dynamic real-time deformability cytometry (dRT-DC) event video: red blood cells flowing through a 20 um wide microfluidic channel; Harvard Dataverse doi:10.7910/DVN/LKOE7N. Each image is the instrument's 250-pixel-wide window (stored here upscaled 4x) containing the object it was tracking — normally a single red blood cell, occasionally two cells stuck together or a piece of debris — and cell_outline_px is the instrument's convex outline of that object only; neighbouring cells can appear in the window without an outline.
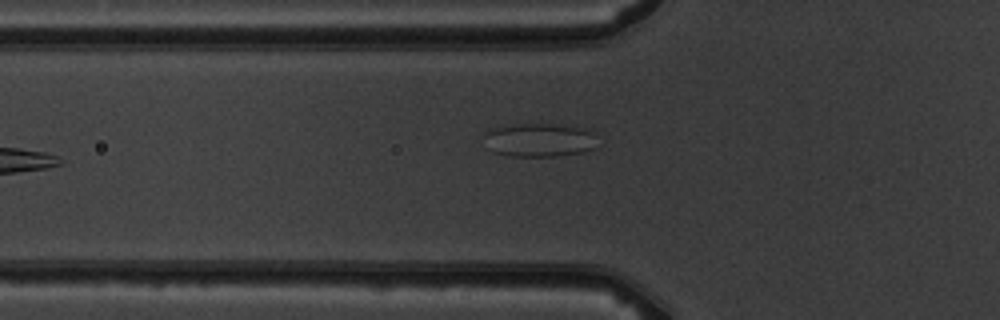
{"species": "common noctule bat (a hibernating species)", "species_latin": "Nyctalus noctula", "temperature_condition": "warm", "stored_images_in_passage": 8, "camera_frame_rate_fps": 3000, "um_per_image_px": 0.085, "animal": {"sex": "male", "body_mass_g": 19.5, "forearm_length_mm": 54.6}, "frame": {"image": 1, "passage_image": 6, "time_ms": 6.0, "image_size_px": [1000, 320], "cell_outline_px": [[596, 148], [584, 152], [556, 156], [512, 156], [492, 152], [488, 148], [484, 136], [484, 132], [492, 128], [516, 124], [552, 124], [592, 128]], "centroid_in_image_um": [45.86, 11.89], "position_along_channel_um": 79.9, "area_um2": 22.43}}
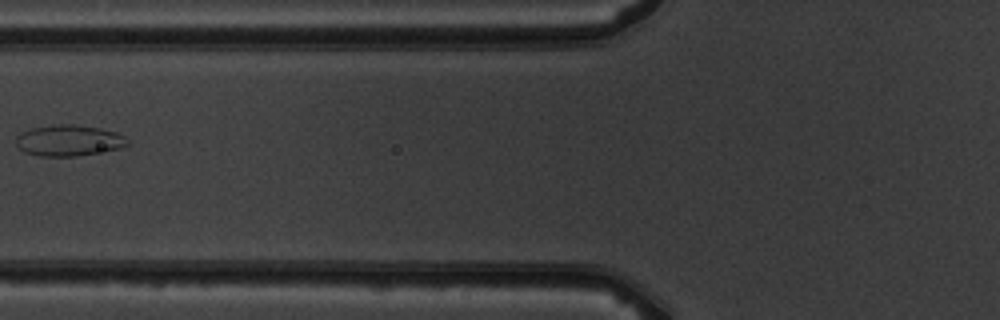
{"frame": {"image": 2, "passage_image": 7, "time_ms": 7.0, "image_size_px": [1000, 320], "cell_outline_px": [[128, 144], [120, 148], [76, 156], [40, 156], [24, 152], [16, 144], [16, 136], [20, 132], [28, 128], [60, 124], [76, 124], [100, 128], [116, 132], [124, 136], [128, 140]], "centroid_in_image_um": [5.81, 11.93], "position_along_channel_um": 120.0, "area_um2": 20.23}}
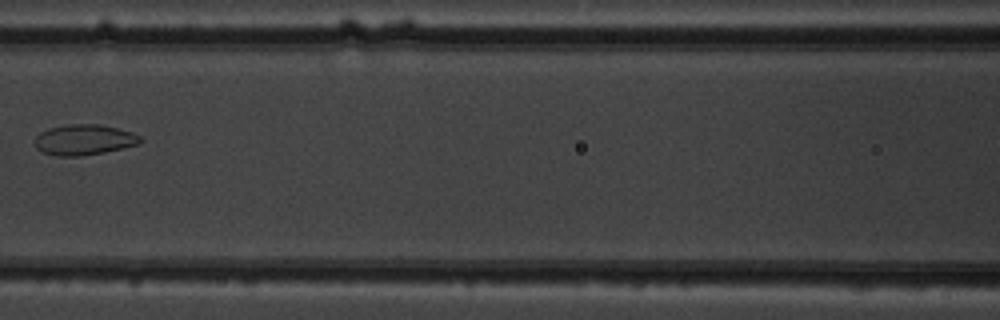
{"frame": {"image": 3, "passage_image": 8, "time_ms": 8.0, "image_size_px": [1000, 320], "cell_outline_px": [[144, 140], [140, 144], [104, 152], [80, 156], [56, 156], [44, 152], [36, 148], [36, 136], [40, 132], [48, 128], [64, 124], [100, 124], [132, 132], [140, 136]], "centroid_in_image_um": [7.16, 11.87], "position_along_channel_um": 159.4, "area_um2": 18.84}}